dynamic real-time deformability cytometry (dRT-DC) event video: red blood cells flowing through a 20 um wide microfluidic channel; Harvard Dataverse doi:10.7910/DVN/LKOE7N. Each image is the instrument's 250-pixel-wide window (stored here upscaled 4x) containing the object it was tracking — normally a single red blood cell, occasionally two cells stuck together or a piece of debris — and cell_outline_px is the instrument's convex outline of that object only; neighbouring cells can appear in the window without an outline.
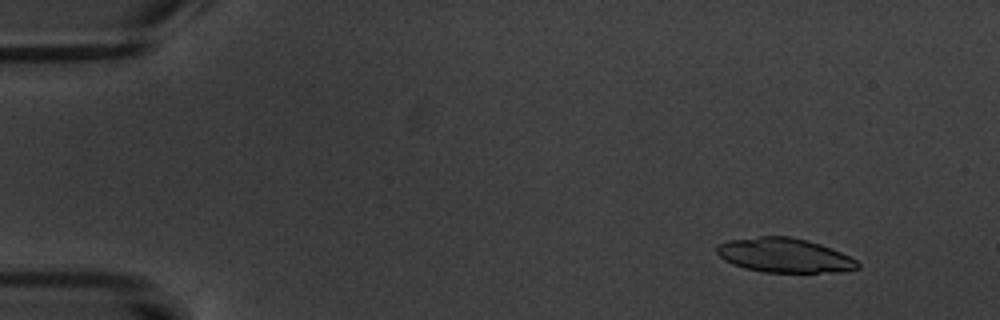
{"species": "common noctule bat (a hibernating species)", "species_latin": "Nyctalus noctula", "temperature_condition": "warm", "stored_images_in_passage": 5, "camera_frame_rate_fps": 3000, "um_per_image_px": 0.085, "animal": {"sex": "male", "body_mass_g": 20.1, "forearm_length_mm": 53.5}, "frame": {"image": 1, "passage_image": 1, "time_ms": 0.0, "image_size_px": [1000, 320], "cell_outline_px": [[860, 268], [840, 272], [764, 272], [744, 268], [732, 264], [724, 260], [716, 252], [716, 244], [728, 240], [760, 236], [792, 236], [808, 240], [820, 244], [840, 252], [856, 260], [860, 264]], "centroid_in_image_um": [66.65, 21.7], "position_along_channel_um": 18.4, "area_um2": 28.32}}